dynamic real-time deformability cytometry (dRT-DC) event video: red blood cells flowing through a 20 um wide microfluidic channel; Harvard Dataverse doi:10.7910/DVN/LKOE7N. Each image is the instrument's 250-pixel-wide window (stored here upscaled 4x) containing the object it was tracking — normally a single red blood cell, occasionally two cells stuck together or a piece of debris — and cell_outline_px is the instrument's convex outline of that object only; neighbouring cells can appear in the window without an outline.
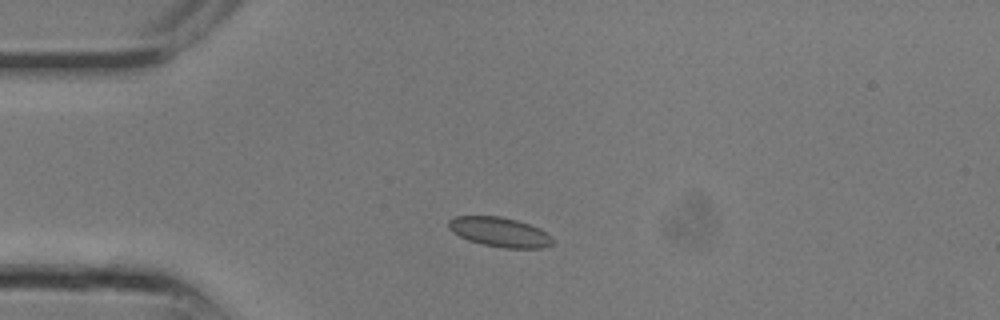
{"species": "common noctule bat (a hibernating species)", "species_latin": "Nyctalus noctula", "temperature_condition": "room temperature", "stored_images_in_passage": 4, "camera_frame_rate_fps": 3000, "um_per_image_px": 0.085, "animal": {"sex": "male", "body_mass_g": 13.3}, "frame": {"image": 1, "passage_image": 1, "time_ms": 0.0, "image_size_px": [1000, 320], "cell_outline_px": [[552, 244], [544, 248], [504, 248], [480, 244], [468, 240], [452, 232], [448, 228], [448, 220], [456, 216], [500, 216], [516, 220], [540, 228], [552, 236]], "centroid_in_image_um": [42.46, 19.73], "position_along_channel_um": 42.5, "area_um2": 18.03}}
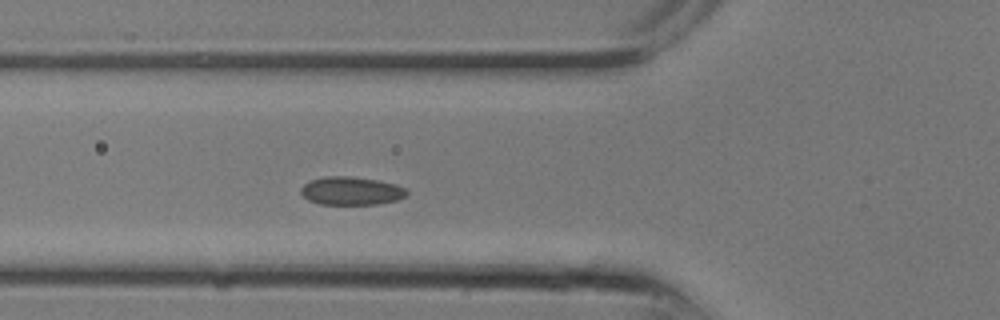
{"frame": {"image": 2, "passage_image": 4, "time_ms": 1.0, "image_size_px": [1000, 320], "cell_outline_px": [[408, 196], [396, 200], [376, 204], [320, 204], [308, 200], [300, 192], [300, 188], [304, 184], [312, 180], [328, 176], [348, 176], [376, 180], [396, 184], [404, 188], [408, 192]], "centroid_in_image_um": [29.86, 16.23], "position_along_channel_um": 95.9, "area_um2": 17.28}}